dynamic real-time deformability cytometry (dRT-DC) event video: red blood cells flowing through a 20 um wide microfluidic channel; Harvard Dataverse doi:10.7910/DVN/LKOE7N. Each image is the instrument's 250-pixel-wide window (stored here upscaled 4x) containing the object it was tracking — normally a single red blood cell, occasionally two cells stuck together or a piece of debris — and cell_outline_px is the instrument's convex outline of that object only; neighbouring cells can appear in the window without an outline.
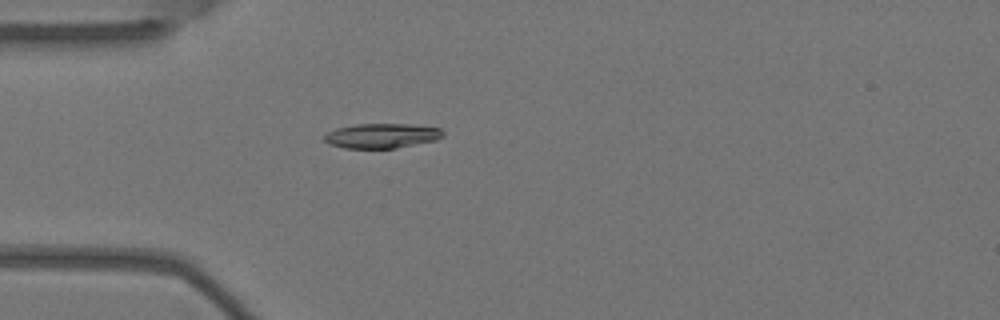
{"species": "Egyptian fruit bat (a non-hibernating species)", "species_latin": "Rousettus aegyptiacus", "temperature_condition": "warm", "stored_images_in_passage": 3, "camera_frame_rate_fps": 3000, "um_per_image_px": 0.085, "animal": {"sex": "female"}, "frame": {"image": 1, "passage_image": 3, "time_ms": 0.667, "image_size_px": [1000, 320], "cell_outline_px": [[444, 136], [436, 140], [396, 148], [344, 148], [332, 144], [324, 140], [324, 136], [328, 132], [336, 128], [356, 124], [408, 124], [440, 128], [444, 132]], "centroid_in_image_um": [32.47, 11.53], "position_along_channel_um": 52.5, "area_um2": 16.99}}